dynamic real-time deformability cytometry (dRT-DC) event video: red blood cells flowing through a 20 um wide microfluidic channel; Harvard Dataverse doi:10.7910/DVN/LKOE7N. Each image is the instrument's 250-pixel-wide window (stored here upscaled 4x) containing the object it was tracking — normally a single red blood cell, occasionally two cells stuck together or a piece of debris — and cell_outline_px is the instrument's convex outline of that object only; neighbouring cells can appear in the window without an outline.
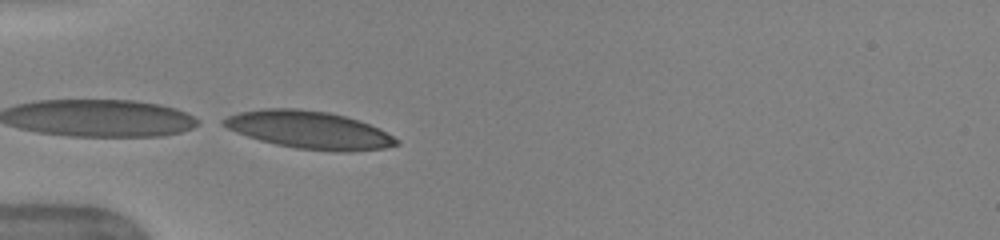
{"species": "human", "species_latin": "Homo sapiens", "temperature_condition": "warm", "stored_images_in_passage": 5, "camera_frame_rate_fps": 3000, "um_per_image_px": 0.085, "donor": {"sex": "female"}, "frame": {"image": 1, "passage_image": 1, "time_ms": 0.0, "image_size_px": [1000, 240], "cell_outline_px": [[400, 144], [384, 148], [348, 152], [332, 152], [296, 148], [276, 144], [260, 140], [236, 132], [220, 124], [220, 120], [228, 116], [240, 112], [264, 108], [296, 108], [328, 112], [344, 116], [380, 128], [400, 140]], "centroid_in_image_um": [26.29, 11.05], "position_along_channel_um": 58.7, "area_um2": 37.92}}